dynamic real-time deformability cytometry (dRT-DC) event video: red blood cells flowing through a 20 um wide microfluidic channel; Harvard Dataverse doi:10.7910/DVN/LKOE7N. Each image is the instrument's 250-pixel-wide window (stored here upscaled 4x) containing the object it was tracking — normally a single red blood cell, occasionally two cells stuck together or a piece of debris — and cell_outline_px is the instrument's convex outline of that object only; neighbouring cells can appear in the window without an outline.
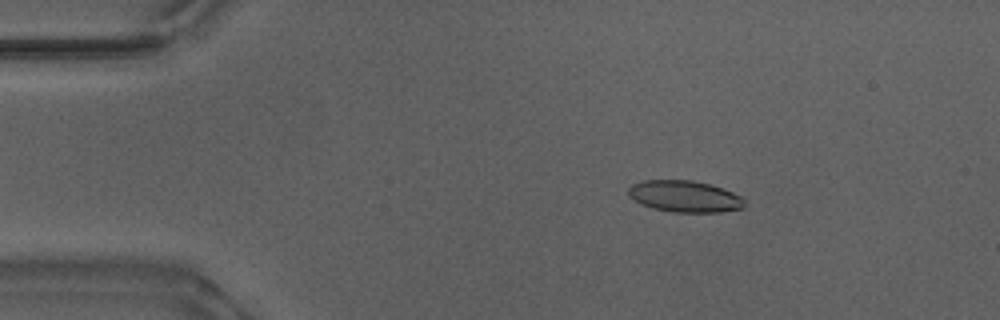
{"species": "Egyptian fruit bat (a non-hibernating species)", "species_latin": "Rousettus aegyptiacus", "temperature_condition": "warm", "stored_images_in_passage": 31, "camera_frame_rate_fps": 3000, "um_per_image_px": 0.085, "animal": {"sex": "male"}, "frame": {"image": 1, "passage_image": 9, "time_ms": 2.667, "image_size_px": [1000, 320], "cell_outline_px": [[744, 208], [720, 212], [672, 212], [652, 208], [640, 204], [628, 196], [628, 188], [632, 184], [644, 180], [692, 180], [708, 184], [732, 192], [740, 196], [744, 200]], "centroid_in_image_um": [58.16, 16.7], "position_along_channel_um": 26.8, "area_um2": 21.33}}
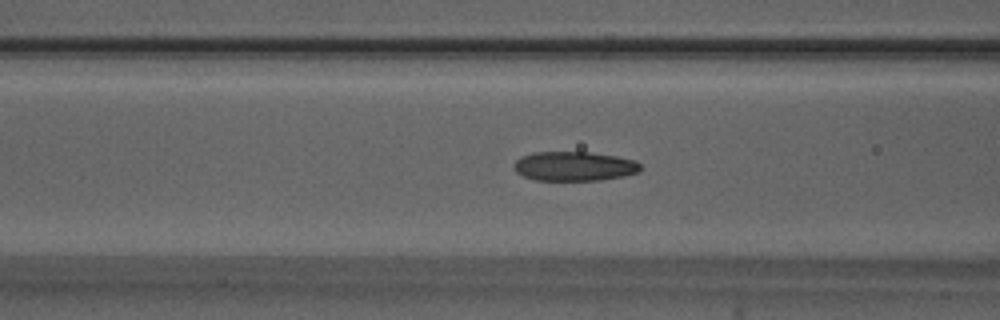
{"frame": {"image": 2, "passage_image": 21, "time_ms": 6.667, "image_size_px": [1000, 320], "cell_outline_px": [[640, 168], [636, 172], [620, 176], [600, 180], [536, 180], [524, 176], [516, 172], [512, 168], [512, 164], [520, 156], [536, 152], [588, 152], [616, 156], [636, 160], [640, 164]], "centroid_in_image_um": [48.75, 14.12], "position_along_channel_um": 117.9, "area_um2": 21.56}}
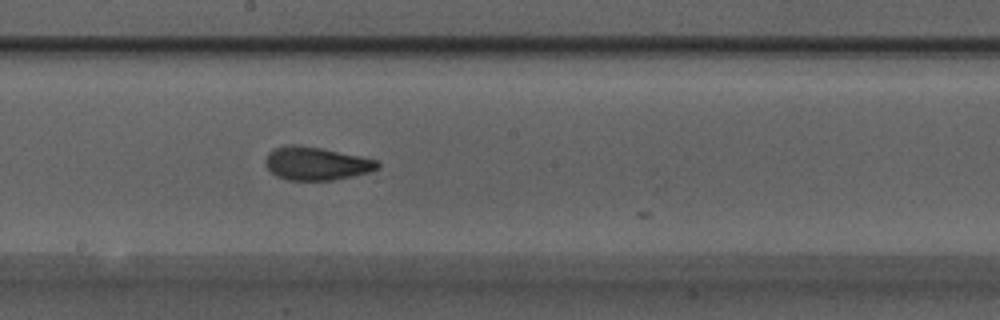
{"frame": {"image": 3, "passage_image": 29, "time_ms": 9.333, "image_size_px": [1000, 320], "cell_outline_px": [[380, 168], [368, 172], [352, 176], [332, 180], [288, 180], [276, 176], [264, 164], [264, 160], [268, 152], [276, 148], [288, 144], [300, 144], [360, 156], [376, 160], [380, 164]], "centroid_in_image_um": [26.85, 13.89], "position_along_channel_um": 221.3, "area_um2": 21.68}}